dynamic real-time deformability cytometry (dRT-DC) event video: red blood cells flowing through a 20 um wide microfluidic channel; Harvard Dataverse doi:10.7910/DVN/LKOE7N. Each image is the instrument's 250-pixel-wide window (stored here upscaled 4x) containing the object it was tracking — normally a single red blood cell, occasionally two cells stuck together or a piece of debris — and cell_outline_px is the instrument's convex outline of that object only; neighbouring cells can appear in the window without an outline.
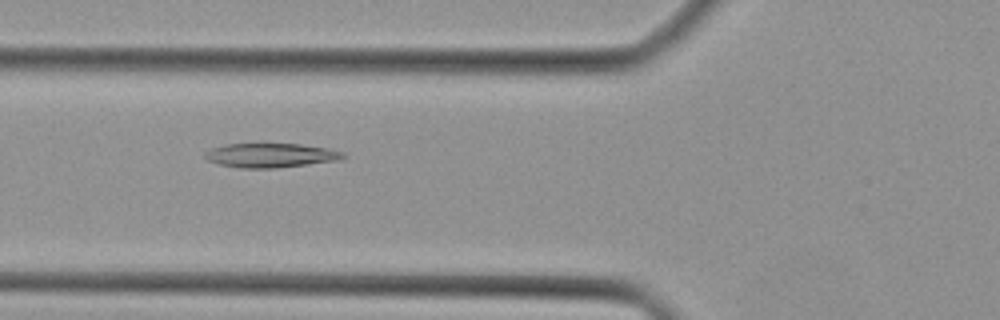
{"species": "Egyptian fruit bat (a non-hibernating species)", "species_latin": "Rousettus aegyptiacus", "temperature_condition": "cold", "stored_images_in_passage": 33, "camera_frame_rate_fps": 3000, "um_per_image_px": 0.085, "animal": {"sex": "female"}, "frame": {"image": 1, "passage_image": 6, "time_ms": 1.667, "image_size_px": [1000, 320], "cell_outline_px": [[348, 156], [340, 160], [276, 168], [240, 168], [220, 164], [208, 160], [204, 156], [204, 152], [212, 148], [228, 144], [300, 144], [328, 148], [344, 152]], "centroid_in_image_um": [23.05, 13.2], "position_along_channel_um": 102.7, "area_um2": 19.48}}
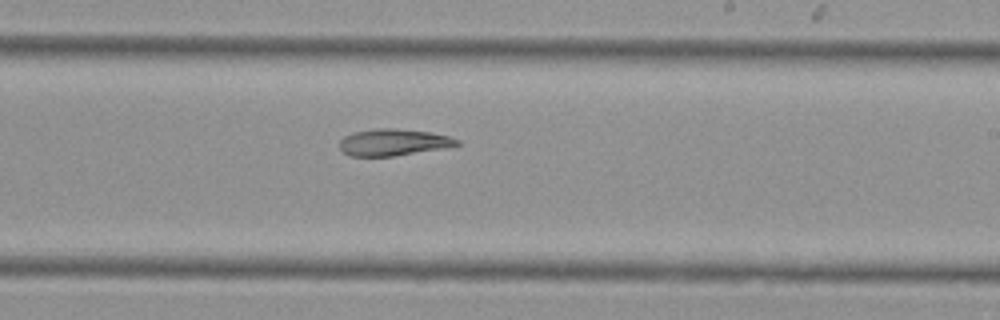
{"frame": {"image": 2, "passage_image": 16, "time_ms": 5.0, "image_size_px": [1000, 320], "cell_outline_px": [[460, 144], [444, 148], [392, 156], [348, 156], [340, 148], [340, 140], [344, 136], [352, 132], [376, 128], [396, 128], [432, 132], [448, 136], [460, 140]], "centroid_in_image_um": [33.42, 12.08], "position_along_channel_um": 255.6, "area_um2": 18.32}}
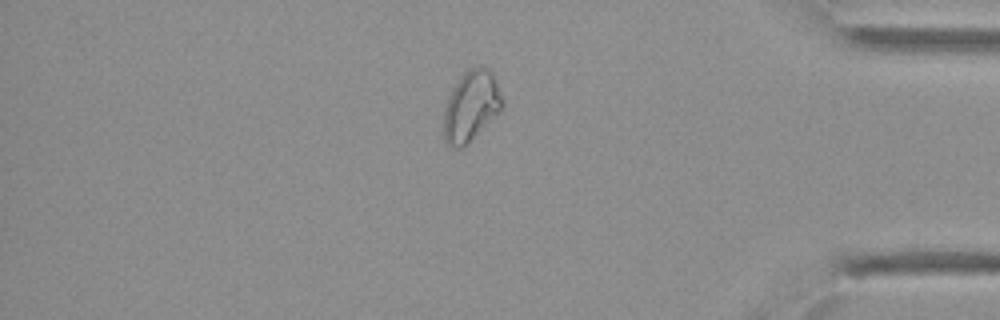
{"frame": {"image": 3, "passage_image": 27, "time_ms": 8.667, "image_size_px": [1000, 320], "cell_outline_px": [[504, 108], [500, 112], [460, 148], [456, 148], [448, 144], [444, 140], [444, 108], [448, 96], [452, 88], [460, 76], [464, 72], [480, 64], [484, 64], [492, 72], [496, 80], [504, 100]], "centroid_in_image_um": [40.06, 8.95], "position_along_channel_um": 395.1, "area_um2": 24.04}}